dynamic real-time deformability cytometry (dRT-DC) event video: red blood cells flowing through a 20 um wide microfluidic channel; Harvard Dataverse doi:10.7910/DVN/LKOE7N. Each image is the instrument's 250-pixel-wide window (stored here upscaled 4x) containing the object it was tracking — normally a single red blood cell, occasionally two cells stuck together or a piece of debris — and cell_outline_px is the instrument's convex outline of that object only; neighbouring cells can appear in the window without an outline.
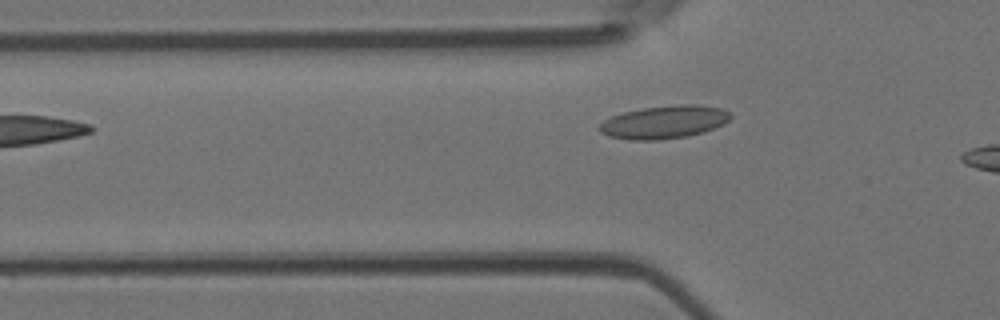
{"species": "Egyptian fruit bat (a non-hibernating species)", "species_latin": "Rousettus aegyptiacus", "temperature_condition": "room temperature", "stored_images_in_passage": 3, "camera_frame_rate_fps": 3000, "um_per_image_px": 0.085, "animal": {"sex": "female"}, "frame": {"image": 1, "passage_image": 3, "time_ms": 0.667, "image_size_px": [1000, 320], "cell_outline_px": [[732, 116], [728, 120], [712, 128], [688, 136], [660, 140], [628, 140], [608, 136], [600, 132], [596, 128], [604, 120], [612, 116], [624, 112], [644, 108], [680, 104], [692, 104], [720, 108], [728, 112]], "centroid_in_image_um": [56.38, 10.38], "position_along_channel_um": 69.4, "area_um2": 24.91}}